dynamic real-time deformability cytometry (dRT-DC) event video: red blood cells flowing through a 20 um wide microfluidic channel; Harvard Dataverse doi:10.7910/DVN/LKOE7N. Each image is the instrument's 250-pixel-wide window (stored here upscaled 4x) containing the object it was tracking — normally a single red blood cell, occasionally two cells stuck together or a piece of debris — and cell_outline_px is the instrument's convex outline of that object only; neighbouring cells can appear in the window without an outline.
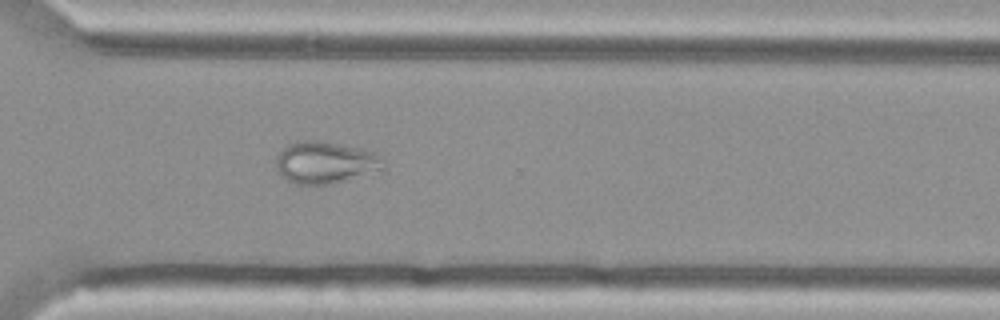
{"species": "Egyptian fruit bat (a non-hibernating species)", "species_latin": "Rousettus aegyptiacus", "temperature_condition": "cold", "stored_images_in_passage": 53, "camera_frame_rate_fps": 3000, "um_per_image_px": 0.085, "animal": {"sex": "female"}, "frame": {"image": 1, "passage_image": 41, "time_ms": 13.333, "image_size_px": [1000, 320], "cell_outline_px": [[384, 168], [332, 184], [296, 184], [288, 180], [276, 168], [276, 156], [288, 144], [296, 140], [316, 140], [360, 148], [376, 152], [384, 156]], "centroid_in_image_um": [27.66, 13.79], "position_along_channel_um": 342.9, "area_um2": 26.13}}
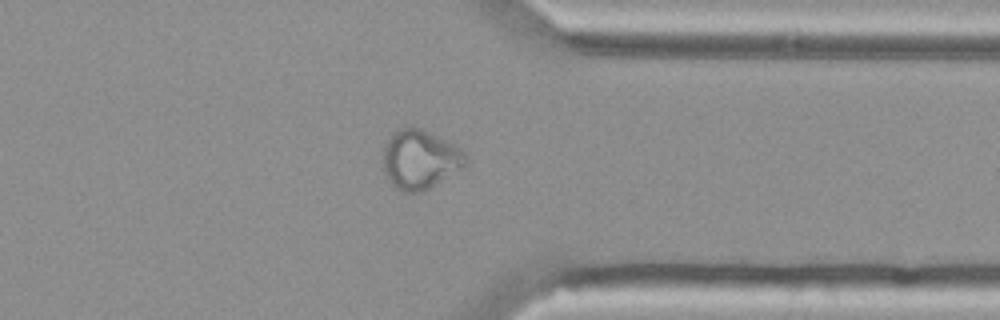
{"frame": {"image": 2, "passage_image": 44, "time_ms": 14.333, "image_size_px": [1000, 320], "cell_outline_px": [[468, 164], [428, 188], [420, 192], [400, 192], [392, 184], [384, 172], [384, 144], [392, 132], [400, 128], [424, 128], [460, 148], [468, 156]], "centroid_in_image_um": [35.7, 13.53], "position_along_channel_um": 375.7, "area_um2": 28.38}}
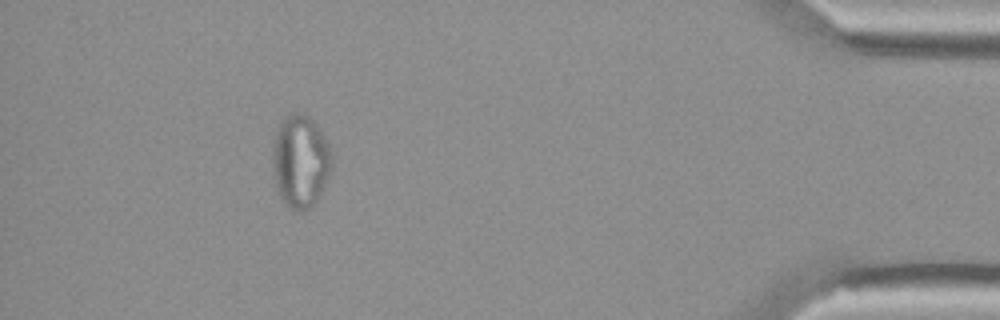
{"frame": {"image": 3, "passage_image": 51, "time_ms": 16.667, "image_size_px": [1000, 320], "cell_outline_px": [[332, 168], [320, 196], [316, 204], [300, 212], [296, 212], [288, 208], [284, 204], [276, 188], [272, 164], [272, 148], [276, 128], [284, 116], [292, 112], [296, 112], [308, 116], [316, 120], [332, 152]], "centroid_in_image_um": [25.53, 13.7], "position_along_channel_um": 409.7, "area_um2": 32.95}, "authors_computed_cell_mechanics": {"area_um2": 29.5936, "velocity_mm_per_s": 3.6701, "shape_relaxation_time_tau1_ms": null, "shape_relaxation_time_tau2_ms": 1.0331, "deformation_change_tau1": null, "deformation_change_tau2": 0.0666}}